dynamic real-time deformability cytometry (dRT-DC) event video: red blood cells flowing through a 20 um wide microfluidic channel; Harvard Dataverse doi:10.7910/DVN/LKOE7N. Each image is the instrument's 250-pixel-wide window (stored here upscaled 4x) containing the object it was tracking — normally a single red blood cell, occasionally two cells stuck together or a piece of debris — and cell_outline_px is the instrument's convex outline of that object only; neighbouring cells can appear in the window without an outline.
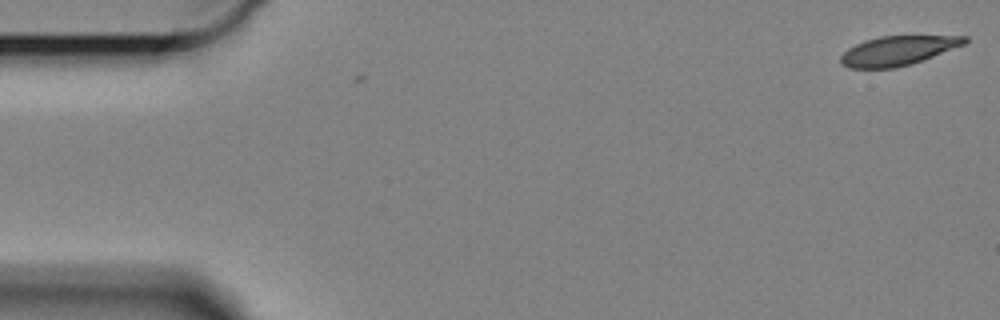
{"species": "Egyptian fruit bat (a non-hibernating species)", "species_latin": "Rousettus aegyptiacus", "temperature_condition": "cold", "stored_images_in_passage": 2, "camera_frame_rate_fps": 3000, "um_per_image_px": 0.085, "animal": {"sex": "female"}, "frame": {"image": 1, "passage_image": 1, "time_ms": 0.0, "image_size_px": [1000, 320], "cell_outline_px": [[968, 40], [964, 44], [912, 64], [896, 68], [848, 68], [840, 64], [840, 56], [848, 48], [864, 40], [880, 36], [968, 36]], "centroid_in_image_um": [76.27, 4.31], "position_along_channel_um": 8.7, "area_um2": 21.15}}